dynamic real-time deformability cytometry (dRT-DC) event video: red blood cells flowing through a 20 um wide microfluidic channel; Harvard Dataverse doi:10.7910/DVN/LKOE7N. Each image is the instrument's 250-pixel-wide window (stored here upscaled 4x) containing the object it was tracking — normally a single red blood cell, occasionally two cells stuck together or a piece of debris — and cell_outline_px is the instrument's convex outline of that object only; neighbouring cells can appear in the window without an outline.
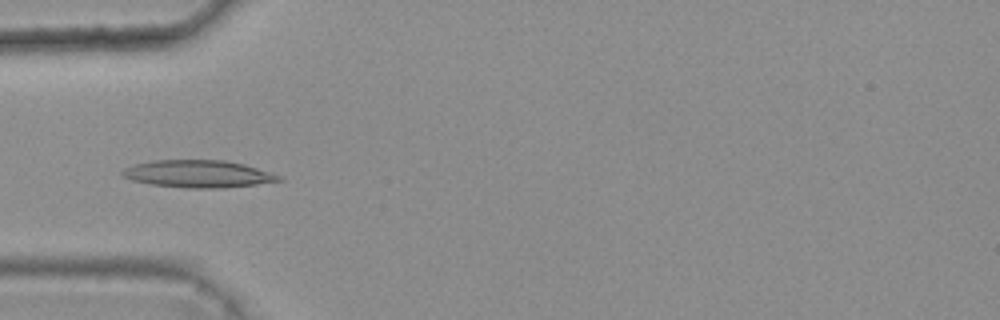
{"species": "common noctule bat (a hibernating species)", "species_latin": "Nyctalus noctula", "temperature_condition": "warm", "stored_images_in_passage": 5, "camera_frame_rate_fps": 3000, "um_per_image_px": 0.085, "animal": {"sex": "female", "body_mass_g": 25.1}, "frame": {"image": 1, "passage_image": 4, "time_ms": 1.0, "image_size_px": [1000, 320], "cell_outline_px": [[284, 180], [256, 184], [224, 188], [188, 188], [152, 184], [132, 180], [120, 176], [120, 172], [124, 168], [136, 164], [156, 160], [224, 160], [244, 164], [284, 176]], "centroid_in_image_um": [16.87, 14.78], "position_along_channel_um": 68.1, "area_um2": 24.97}}
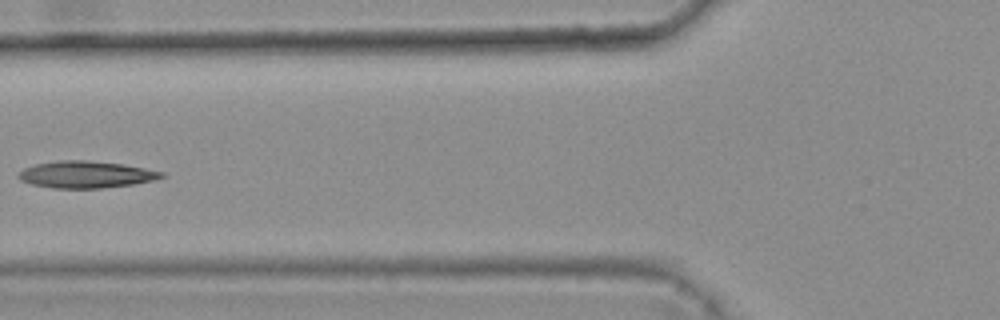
{"frame": {"image": 2, "passage_image": 5, "time_ms": 1.333, "image_size_px": [1000, 320], "cell_outline_px": [[164, 176], [156, 180], [132, 184], [100, 188], [52, 188], [32, 184], [20, 180], [16, 176], [24, 168], [36, 164], [60, 160], [88, 160], [124, 164], [164, 172]], "centroid_in_image_um": [7.3, 14.83], "position_along_channel_um": 118.5, "area_um2": 22.37}}